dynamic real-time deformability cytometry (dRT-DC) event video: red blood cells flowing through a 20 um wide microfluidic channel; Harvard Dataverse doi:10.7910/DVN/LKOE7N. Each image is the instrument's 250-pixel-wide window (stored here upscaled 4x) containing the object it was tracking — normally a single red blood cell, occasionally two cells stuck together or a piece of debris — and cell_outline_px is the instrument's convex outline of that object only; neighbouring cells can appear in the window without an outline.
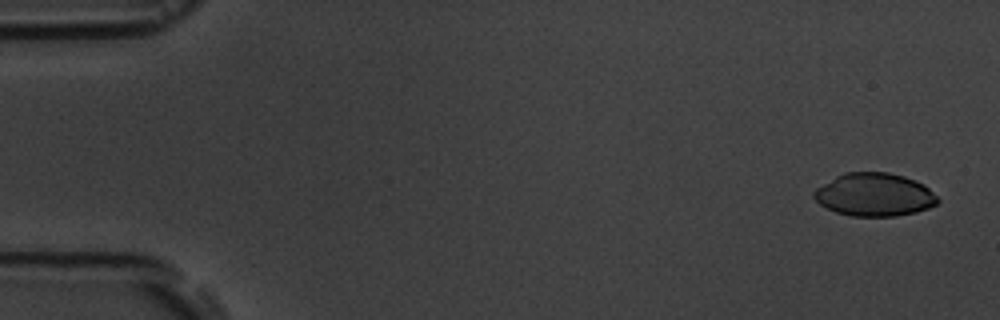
{"species": "common noctule bat (a hibernating species)", "species_latin": "Nyctalus noctula", "temperature_condition": "room temperature", "stored_images_in_passage": 4, "camera_frame_rate_fps": 3000, "um_per_image_px": 0.085, "animal": {"sex": "male", "body_mass_g": 19.5, "forearm_length_mm": 54.6}, "frame": {"image": 1, "passage_image": 1, "time_ms": 0.0, "image_size_px": [1000, 320], "cell_outline_px": [[940, 200], [936, 204], [928, 208], [916, 212], [896, 216], [852, 216], [836, 212], [820, 204], [812, 196], [812, 192], [816, 188], [836, 176], [844, 172], [888, 172], [904, 176], [916, 180], [924, 184]], "centroid_in_image_um": [74.32, 16.54], "position_along_channel_um": 10.7, "area_um2": 31.1}}